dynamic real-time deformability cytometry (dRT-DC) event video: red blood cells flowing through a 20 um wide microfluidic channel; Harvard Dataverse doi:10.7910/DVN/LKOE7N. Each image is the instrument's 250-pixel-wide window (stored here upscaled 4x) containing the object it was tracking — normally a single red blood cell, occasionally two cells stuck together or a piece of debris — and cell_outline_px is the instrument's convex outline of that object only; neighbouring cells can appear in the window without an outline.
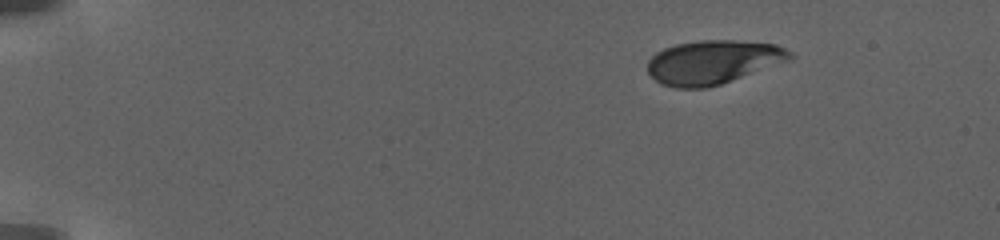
{"species": "human", "species_latin": "Homo sapiens", "temperature_condition": "warm", "stored_images_in_passage": 16, "camera_frame_rate_fps": 3000, "um_per_image_px": 0.085, "donor": {"sex": "female"}, "frame": {"image": 1, "passage_image": 1, "time_ms": 0.0, "image_size_px": [1000, 240], "cell_outline_px": [[796, 56], [792, 60], [720, 84], [704, 88], [676, 88], [660, 84], [648, 72], [648, 60], [656, 52], [664, 48], [676, 44], [700, 40], [736, 40], [776, 44], [792, 52]], "centroid_in_image_um": [60.64, 5.27], "position_along_channel_um": 24.4, "area_um2": 36.53}}